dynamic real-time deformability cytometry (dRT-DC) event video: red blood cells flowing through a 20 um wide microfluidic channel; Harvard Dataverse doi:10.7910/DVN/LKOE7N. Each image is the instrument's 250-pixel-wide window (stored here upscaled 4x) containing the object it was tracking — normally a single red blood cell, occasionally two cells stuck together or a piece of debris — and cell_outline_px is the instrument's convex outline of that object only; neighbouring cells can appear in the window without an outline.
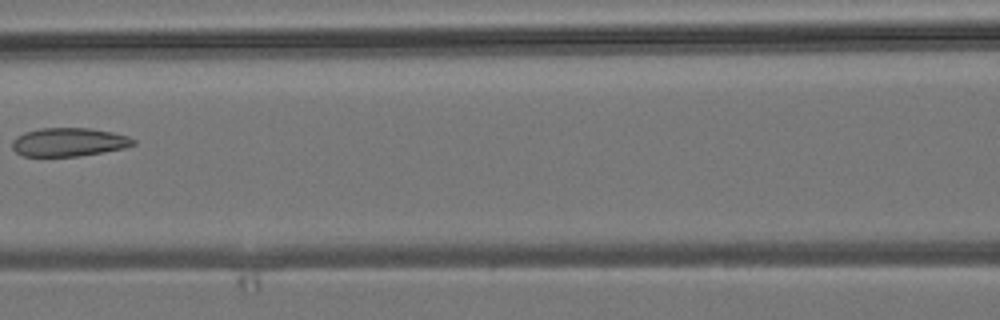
{"species": "common noctule bat (a hibernating species)", "species_latin": "Nyctalus noctula", "temperature_condition": "room temperature", "stored_images_in_passage": 5, "camera_frame_rate_fps": 3000, "um_per_image_px": 0.085, "animal": {"sex": "male", "body_mass_g": 19.2, "forearm_length_mm": 51.8}, "frame": {"image": 1, "passage_image": 5, "time_ms": 6.333, "image_size_px": [1000, 320], "cell_outline_px": [[136, 144], [124, 148], [80, 156], [24, 156], [16, 152], [12, 148], [12, 140], [16, 136], [24, 132], [40, 128], [88, 128], [112, 132], [128, 136], [136, 140]], "centroid_in_image_um": [5.84, 12.07], "position_along_channel_um": 160.8, "area_um2": 20.17}}